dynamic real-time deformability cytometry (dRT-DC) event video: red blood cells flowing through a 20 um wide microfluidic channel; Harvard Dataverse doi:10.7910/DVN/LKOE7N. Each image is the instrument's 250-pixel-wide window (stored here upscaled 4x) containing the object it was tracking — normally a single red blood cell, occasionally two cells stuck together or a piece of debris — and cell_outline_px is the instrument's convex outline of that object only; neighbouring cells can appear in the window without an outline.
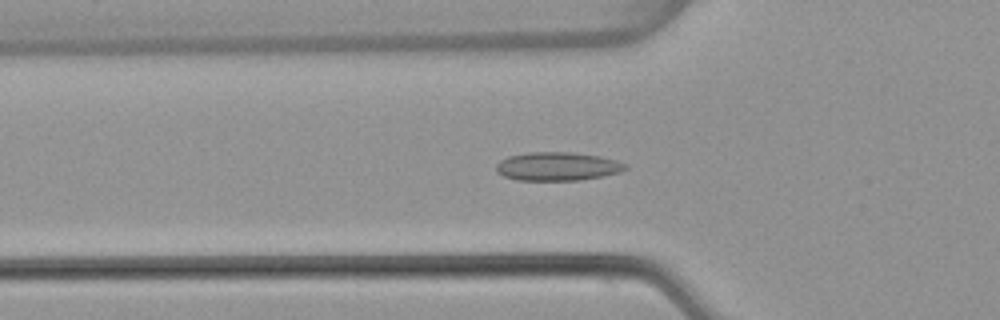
{"species": "common noctule bat (a hibernating species)", "species_latin": "Nyctalus noctula", "temperature_condition": "warm", "stored_images_in_passage": 53, "camera_frame_rate_fps": 3000, "um_per_image_px": 0.085, "animal": {"sex": "female", "body_mass_g": 22.7, "forearm_length_mm": 54.2}, "frame": {"image": 1, "passage_image": 18, "time_ms": 5.667, "image_size_px": [1000, 320], "cell_outline_px": [[628, 168], [620, 172], [604, 176], [580, 180], [516, 180], [504, 176], [496, 172], [496, 164], [500, 160], [508, 156], [528, 152], [572, 152], [600, 156], [616, 160], [628, 164]], "centroid_in_image_um": [47.39, 14.14], "position_along_channel_um": 78.4, "area_um2": 21.68}}
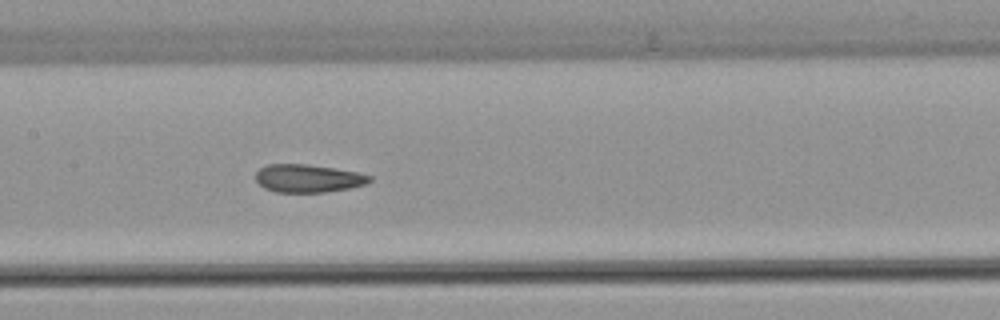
{"frame": {"image": 2, "passage_image": 26, "time_ms": 8.333, "image_size_px": [1000, 320], "cell_outline_px": [[372, 180], [364, 184], [348, 188], [324, 192], [276, 192], [264, 188], [256, 180], [256, 172], [260, 168], [268, 164], [308, 164], [356, 172], [372, 176]], "centroid_in_image_um": [26.16, 15.16], "position_along_channel_um": 181.2, "area_um2": 18.38}}
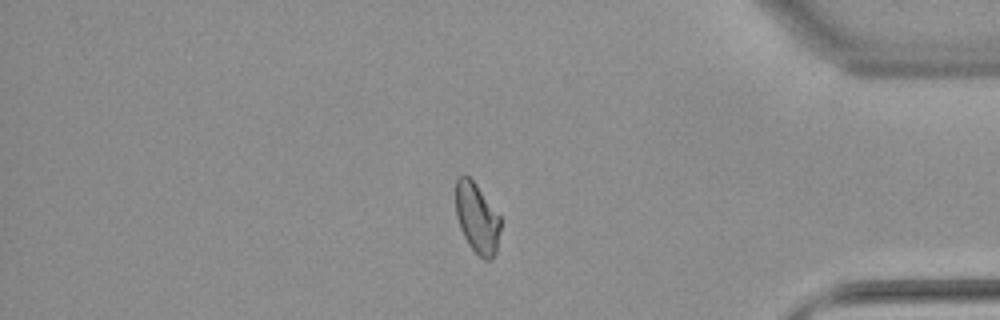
{"frame": {"image": 3, "passage_image": 45, "time_ms": 14.667, "image_size_px": [1000, 320], "cell_outline_px": [[500, 228], [496, 252], [492, 260], [484, 260], [468, 244], [460, 228], [456, 216], [456, 180], [464, 172], [476, 184], [500, 216]], "centroid_in_image_um": [40.54, 18.54], "position_along_channel_um": 394.7, "area_um2": 18.26}, "authors_computed_cell_mechanics": {"area_um2": 19.4208, "velocity_mm_per_s": 3.8312, "shape_relaxation_time_tau1_ms": null, "shape_relaxation_time_tau2_ms": 1.6529, "deformation_change_tau1": null, "deformation_change_tau2": 0.0679}}